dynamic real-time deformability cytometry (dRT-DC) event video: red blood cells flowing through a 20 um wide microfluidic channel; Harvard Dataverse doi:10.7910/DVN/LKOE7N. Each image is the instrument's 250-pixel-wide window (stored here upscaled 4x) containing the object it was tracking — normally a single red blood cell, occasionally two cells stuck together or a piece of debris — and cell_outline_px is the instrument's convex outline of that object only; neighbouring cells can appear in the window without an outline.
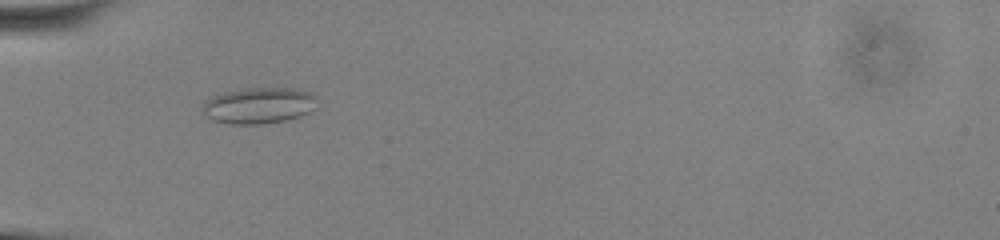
{"species": "common noctule bat (a hibernating species)", "species_latin": "Nyctalus noctula", "temperature_condition": "cold", "stored_images_in_passage": 48, "camera_frame_rate_fps": 3000, "um_per_image_px": 0.085, "animal": {"sex": "male", "body_mass_g": 13.0, "forearm_length_mm": 53.1}, "frame": {"image": 1, "passage_image": 13, "time_ms": 4.0, "image_size_px": [1000, 240], "cell_outline_px": [[316, 108], [300, 116], [284, 120], [264, 124], [228, 124], [212, 120], [204, 116], [204, 100], [212, 96], [224, 92], [244, 88], [300, 88], [312, 92], [316, 96]], "centroid_in_image_um": [22.02, 8.96], "position_along_channel_um": 63.0, "area_um2": 24.45}}
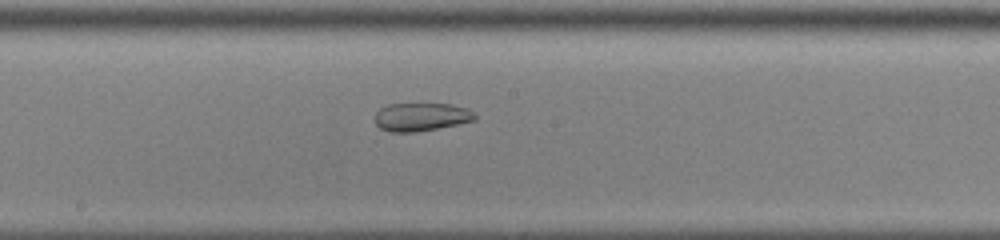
{"frame": {"image": 2, "passage_image": 25, "time_ms": 8.0, "image_size_px": [1000, 240], "cell_outline_px": [[476, 120], [416, 132], [388, 132], [380, 128], [376, 124], [376, 112], [380, 108], [388, 104], [452, 104], [468, 108], [476, 116]], "centroid_in_image_um": [35.79, 9.93], "position_along_channel_um": 212.4, "area_um2": 16.36}}
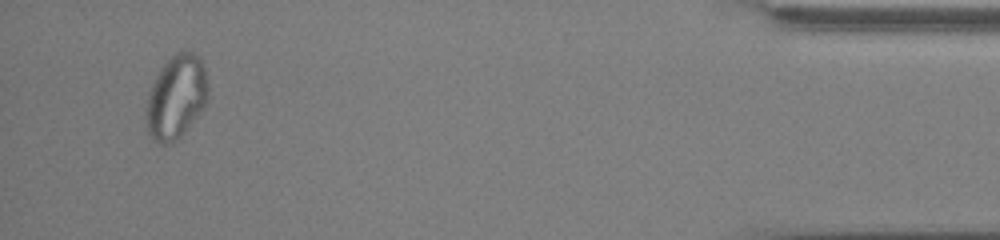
{"frame": {"image": 3, "passage_image": 46, "time_ms": 15.0, "image_size_px": [1000, 240], "cell_outline_px": [[208, 100], [184, 132], [176, 140], [168, 144], [156, 144], [152, 140], [148, 132], [148, 92], [160, 68], [176, 52], [192, 52], [204, 64], [208, 88]], "centroid_in_image_um": [14.99, 8.25], "position_along_channel_um": 420.2, "area_um2": 29.59}, "authors_computed_cell_mechanics": {"area_um2": 23.7847, "velocity_mm_per_s": 3.8943, "shape_relaxation_time_tau1_ms": null, "shape_relaxation_time_tau2_ms": 1.5608, "deformation_change_tau1": null, "deformation_change_tau2": 0.0662}}